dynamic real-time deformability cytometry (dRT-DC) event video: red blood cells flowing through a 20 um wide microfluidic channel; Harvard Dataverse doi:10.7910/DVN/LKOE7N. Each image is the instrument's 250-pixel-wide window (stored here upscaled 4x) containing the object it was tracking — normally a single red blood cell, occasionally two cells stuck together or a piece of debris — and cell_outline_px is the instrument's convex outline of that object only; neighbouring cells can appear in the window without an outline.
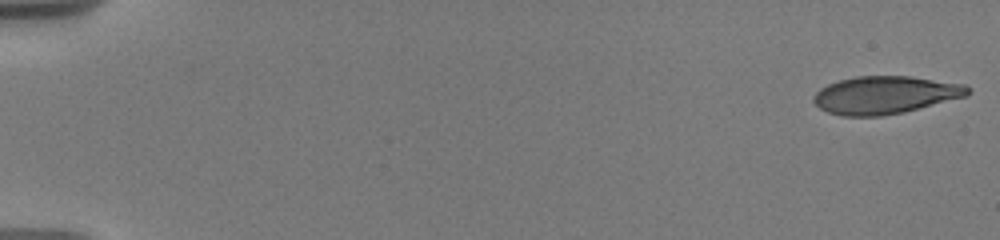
{"species": "human", "species_latin": "Homo sapiens", "temperature_condition": "warm", "stored_images_in_passage": 11, "camera_frame_rate_fps": 3000, "um_per_image_px": 0.085, "donor": {"sex": "male"}, "frame": {"image": 1, "passage_image": 1, "time_ms": 0.0, "image_size_px": [1000, 240], "cell_outline_px": [[968, 96], [904, 112], [880, 116], [844, 116], [828, 112], [820, 108], [812, 100], [812, 96], [820, 88], [828, 84], [840, 80], [856, 76], [912, 76], [964, 84], [968, 88]], "centroid_in_image_um": [75.23, 8.07], "position_along_channel_um": 9.8, "area_um2": 33.87}}
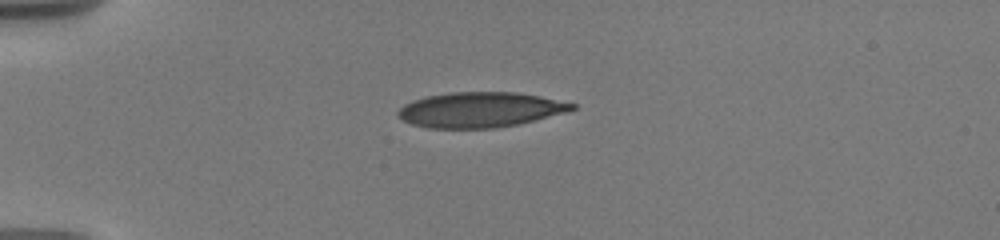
{"frame": {"image": 2, "passage_image": 8, "time_ms": 4.667, "image_size_px": [1000, 240], "cell_outline_px": [[576, 108], [564, 112], [536, 120], [516, 124], [492, 128], [428, 128], [412, 124], [396, 116], [396, 112], [404, 104], [412, 100], [428, 96], [452, 92], [520, 92], [540, 96], [576, 104]], "centroid_in_image_um": [40.78, 9.32], "position_along_channel_um": 44.2, "area_um2": 35.55}}
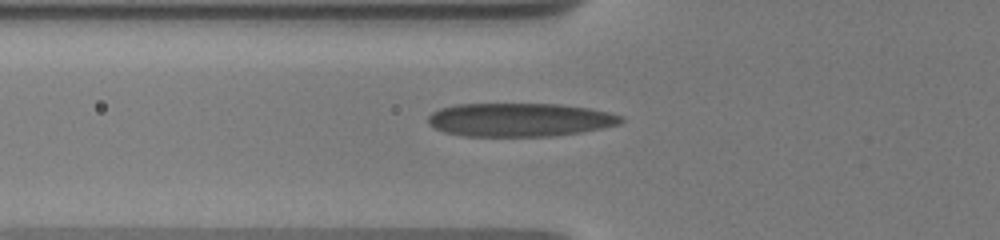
{"frame": {"image": 3, "passage_image": 11, "time_ms": 6.667, "image_size_px": [1000, 240], "cell_outline_px": [[624, 120], [620, 124], [580, 132], [548, 136], [464, 136], [444, 132], [428, 124], [428, 116], [432, 112], [440, 108], [456, 104], [560, 104], [588, 108], [608, 112], [620, 116]], "centroid_in_image_um": [44.13, 10.17], "position_along_channel_um": 81.7, "area_um2": 37.51}}